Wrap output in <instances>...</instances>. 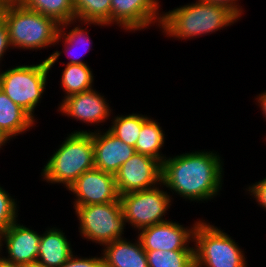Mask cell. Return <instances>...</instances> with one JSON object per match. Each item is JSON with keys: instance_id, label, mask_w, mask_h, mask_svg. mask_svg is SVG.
<instances>
[{"instance_id": "cell-1", "label": "cell", "mask_w": 266, "mask_h": 267, "mask_svg": "<svg viewBox=\"0 0 266 267\" xmlns=\"http://www.w3.org/2000/svg\"><path fill=\"white\" fill-rule=\"evenodd\" d=\"M216 151L196 150L166 157L162 162L161 183L183 199L211 201L222 190L224 162Z\"/></svg>"}, {"instance_id": "cell-2", "label": "cell", "mask_w": 266, "mask_h": 267, "mask_svg": "<svg viewBox=\"0 0 266 267\" xmlns=\"http://www.w3.org/2000/svg\"><path fill=\"white\" fill-rule=\"evenodd\" d=\"M239 19L226 7L207 1L195 2L163 12L160 30L165 37L189 40L216 33L233 25ZM162 28V29H161Z\"/></svg>"}, {"instance_id": "cell-3", "label": "cell", "mask_w": 266, "mask_h": 267, "mask_svg": "<svg viewBox=\"0 0 266 267\" xmlns=\"http://www.w3.org/2000/svg\"><path fill=\"white\" fill-rule=\"evenodd\" d=\"M46 162L42 181L63 184L68 189L85 171L95 168L92 131L80 129L67 134Z\"/></svg>"}, {"instance_id": "cell-4", "label": "cell", "mask_w": 266, "mask_h": 267, "mask_svg": "<svg viewBox=\"0 0 266 267\" xmlns=\"http://www.w3.org/2000/svg\"><path fill=\"white\" fill-rule=\"evenodd\" d=\"M61 53L56 50L36 65H18L5 71L0 68V89L34 120L35 108L46 90L47 76Z\"/></svg>"}, {"instance_id": "cell-5", "label": "cell", "mask_w": 266, "mask_h": 267, "mask_svg": "<svg viewBox=\"0 0 266 267\" xmlns=\"http://www.w3.org/2000/svg\"><path fill=\"white\" fill-rule=\"evenodd\" d=\"M12 49L37 51L55 45L60 24L12 0L5 14Z\"/></svg>"}, {"instance_id": "cell-6", "label": "cell", "mask_w": 266, "mask_h": 267, "mask_svg": "<svg viewBox=\"0 0 266 267\" xmlns=\"http://www.w3.org/2000/svg\"><path fill=\"white\" fill-rule=\"evenodd\" d=\"M199 220L194 229L195 267H248L244 251L221 228Z\"/></svg>"}, {"instance_id": "cell-7", "label": "cell", "mask_w": 266, "mask_h": 267, "mask_svg": "<svg viewBox=\"0 0 266 267\" xmlns=\"http://www.w3.org/2000/svg\"><path fill=\"white\" fill-rule=\"evenodd\" d=\"M79 220V232L82 239L98 245H105L116 239L124 238L126 222L120 199L111 203H99L73 206Z\"/></svg>"}, {"instance_id": "cell-8", "label": "cell", "mask_w": 266, "mask_h": 267, "mask_svg": "<svg viewBox=\"0 0 266 267\" xmlns=\"http://www.w3.org/2000/svg\"><path fill=\"white\" fill-rule=\"evenodd\" d=\"M162 183L156 187L120 195L125 222L137 231L154 224L168 221L165 214L172 206L170 192L163 190ZM164 216V217H163Z\"/></svg>"}, {"instance_id": "cell-9", "label": "cell", "mask_w": 266, "mask_h": 267, "mask_svg": "<svg viewBox=\"0 0 266 267\" xmlns=\"http://www.w3.org/2000/svg\"><path fill=\"white\" fill-rule=\"evenodd\" d=\"M162 163L145 154L135 153L115 173L119 195L146 190L161 183Z\"/></svg>"}, {"instance_id": "cell-10", "label": "cell", "mask_w": 266, "mask_h": 267, "mask_svg": "<svg viewBox=\"0 0 266 267\" xmlns=\"http://www.w3.org/2000/svg\"><path fill=\"white\" fill-rule=\"evenodd\" d=\"M159 0H111L110 26L118 25L125 31L145 30L156 23L160 28L163 18ZM158 23V25H157Z\"/></svg>"}, {"instance_id": "cell-11", "label": "cell", "mask_w": 266, "mask_h": 267, "mask_svg": "<svg viewBox=\"0 0 266 267\" xmlns=\"http://www.w3.org/2000/svg\"><path fill=\"white\" fill-rule=\"evenodd\" d=\"M67 190L76 197L73 206L111 203L120 199L114 174L97 168L85 171Z\"/></svg>"}, {"instance_id": "cell-12", "label": "cell", "mask_w": 266, "mask_h": 267, "mask_svg": "<svg viewBox=\"0 0 266 267\" xmlns=\"http://www.w3.org/2000/svg\"><path fill=\"white\" fill-rule=\"evenodd\" d=\"M199 220L192 226L184 227L175 221H165L145 227L138 231V239L144 250H194V229Z\"/></svg>"}, {"instance_id": "cell-13", "label": "cell", "mask_w": 266, "mask_h": 267, "mask_svg": "<svg viewBox=\"0 0 266 267\" xmlns=\"http://www.w3.org/2000/svg\"><path fill=\"white\" fill-rule=\"evenodd\" d=\"M58 111L76 121L87 125L90 123L89 126L100 125L108 119L110 121L113 115L106 98L94 88L62 99Z\"/></svg>"}, {"instance_id": "cell-14", "label": "cell", "mask_w": 266, "mask_h": 267, "mask_svg": "<svg viewBox=\"0 0 266 267\" xmlns=\"http://www.w3.org/2000/svg\"><path fill=\"white\" fill-rule=\"evenodd\" d=\"M18 221L2 233V251L5 247V253H8L7 257L2 255V258L18 266L35 264L41 235Z\"/></svg>"}, {"instance_id": "cell-15", "label": "cell", "mask_w": 266, "mask_h": 267, "mask_svg": "<svg viewBox=\"0 0 266 267\" xmlns=\"http://www.w3.org/2000/svg\"><path fill=\"white\" fill-rule=\"evenodd\" d=\"M98 128L92 132L95 168L104 172L115 173L121 165L135 153V148L127 145L108 129L101 131Z\"/></svg>"}, {"instance_id": "cell-16", "label": "cell", "mask_w": 266, "mask_h": 267, "mask_svg": "<svg viewBox=\"0 0 266 267\" xmlns=\"http://www.w3.org/2000/svg\"><path fill=\"white\" fill-rule=\"evenodd\" d=\"M136 239L133 242L124 237L103 245L100 255L104 267H148L146 251Z\"/></svg>"}, {"instance_id": "cell-17", "label": "cell", "mask_w": 266, "mask_h": 267, "mask_svg": "<svg viewBox=\"0 0 266 267\" xmlns=\"http://www.w3.org/2000/svg\"><path fill=\"white\" fill-rule=\"evenodd\" d=\"M71 241L61 228H48L41 234L37 264L46 267H61L72 255Z\"/></svg>"}, {"instance_id": "cell-18", "label": "cell", "mask_w": 266, "mask_h": 267, "mask_svg": "<svg viewBox=\"0 0 266 267\" xmlns=\"http://www.w3.org/2000/svg\"><path fill=\"white\" fill-rule=\"evenodd\" d=\"M77 21H69L66 23H63L59 26V31L58 35L55 41V44L59 45V41L63 42L65 52L69 55L70 57H73L67 62V64H87L85 61L81 60V57L86 54L89 50H91V45L92 41L89 39V33H88V26L91 24L94 25H100L101 27H105L106 25L98 23V22H81L79 23L83 25H87L86 27H81L79 24L77 25ZM74 25V27L69 31L67 30L69 27ZM71 25V26H70ZM69 26V27H68ZM87 29V30H86ZM67 30V31H66ZM64 38V39H63ZM63 39V40H62ZM90 45V46H89ZM80 46L83 48V51L81 52L79 50ZM77 51V52H76ZM81 52V53H80ZM85 52V53H84Z\"/></svg>"}, {"instance_id": "cell-19", "label": "cell", "mask_w": 266, "mask_h": 267, "mask_svg": "<svg viewBox=\"0 0 266 267\" xmlns=\"http://www.w3.org/2000/svg\"><path fill=\"white\" fill-rule=\"evenodd\" d=\"M35 121L26 111L12 102L0 89V130L12 140L18 134L23 135L35 125Z\"/></svg>"}, {"instance_id": "cell-20", "label": "cell", "mask_w": 266, "mask_h": 267, "mask_svg": "<svg viewBox=\"0 0 266 267\" xmlns=\"http://www.w3.org/2000/svg\"><path fill=\"white\" fill-rule=\"evenodd\" d=\"M164 133L160 123L149 117L142 124L139 138L135 144V151L151 156L162 163L166 158V155L161 152L166 139Z\"/></svg>"}, {"instance_id": "cell-21", "label": "cell", "mask_w": 266, "mask_h": 267, "mask_svg": "<svg viewBox=\"0 0 266 267\" xmlns=\"http://www.w3.org/2000/svg\"><path fill=\"white\" fill-rule=\"evenodd\" d=\"M94 75L88 64H66L61 73L60 85L64 98L94 88Z\"/></svg>"}, {"instance_id": "cell-22", "label": "cell", "mask_w": 266, "mask_h": 267, "mask_svg": "<svg viewBox=\"0 0 266 267\" xmlns=\"http://www.w3.org/2000/svg\"><path fill=\"white\" fill-rule=\"evenodd\" d=\"M24 7L53 18L60 25L76 20L73 0H17Z\"/></svg>"}, {"instance_id": "cell-23", "label": "cell", "mask_w": 266, "mask_h": 267, "mask_svg": "<svg viewBox=\"0 0 266 267\" xmlns=\"http://www.w3.org/2000/svg\"><path fill=\"white\" fill-rule=\"evenodd\" d=\"M150 116L132 113L128 115L112 116V125L109 127V131L121 141L125 142L135 148L137 139L142 128V124ZM114 118V119H113Z\"/></svg>"}, {"instance_id": "cell-24", "label": "cell", "mask_w": 266, "mask_h": 267, "mask_svg": "<svg viewBox=\"0 0 266 267\" xmlns=\"http://www.w3.org/2000/svg\"><path fill=\"white\" fill-rule=\"evenodd\" d=\"M76 21L110 26L111 0H73Z\"/></svg>"}, {"instance_id": "cell-25", "label": "cell", "mask_w": 266, "mask_h": 267, "mask_svg": "<svg viewBox=\"0 0 266 267\" xmlns=\"http://www.w3.org/2000/svg\"><path fill=\"white\" fill-rule=\"evenodd\" d=\"M148 267H195L194 250H145Z\"/></svg>"}, {"instance_id": "cell-26", "label": "cell", "mask_w": 266, "mask_h": 267, "mask_svg": "<svg viewBox=\"0 0 266 267\" xmlns=\"http://www.w3.org/2000/svg\"><path fill=\"white\" fill-rule=\"evenodd\" d=\"M15 200L0 185V233H3L10 225L18 220L19 205H17V200Z\"/></svg>"}, {"instance_id": "cell-27", "label": "cell", "mask_w": 266, "mask_h": 267, "mask_svg": "<svg viewBox=\"0 0 266 267\" xmlns=\"http://www.w3.org/2000/svg\"><path fill=\"white\" fill-rule=\"evenodd\" d=\"M72 255L61 267H104L102 256L77 257Z\"/></svg>"}, {"instance_id": "cell-28", "label": "cell", "mask_w": 266, "mask_h": 267, "mask_svg": "<svg viewBox=\"0 0 266 267\" xmlns=\"http://www.w3.org/2000/svg\"><path fill=\"white\" fill-rule=\"evenodd\" d=\"M248 188V189H247ZM246 188L251 197L266 211V177Z\"/></svg>"}, {"instance_id": "cell-29", "label": "cell", "mask_w": 266, "mask_h": 267, "mask_svg": "<svg viewBox=\"0 0 266 267\" xmlns=\"http://www.w3.org/2000/svg\"><path fill=\"white\" fill-rule=\"evenodd\" d=\"M207 1L209 3H213L215 5H219L222 7H226L230 10L238 19H241V16L244 12L242 6L239 5L238 0H201ZM240 1V0H239ZM238 2V3H237Z\"/></svg>"}, {"instance_id": "cell-30", "label": "cell", "mask_w": 266, "mask_h": 267, "mask_svg": "<svg viewBox=\"0 0 266 267\" xmlns=\"http://www.w3.org/2000/svg\"><path fill=\"white\" fill-rule=\"evenodd\" d=\"M11 48L12 46L9 40L8 29L4 22L2 25H0V61L4 59L3 57L9 49L12 50Z\"/></svg>"}, {"instance_id": "cell-31", "label": "cell", "mask_w": 266, "mask_h": 267, "mask_svg": "<svg viewBox=\"0 0 266 267\" xmlns=\"http://www.w3.org/2000/svg\"><path fill=\"white\" fill-rule=\"evenodd\" d=\"M258 106L261 108V113L266 119V90L255 97ZM266 139V138H265Z\"/></svg>"}, {"instance_id": "cell-32", "label": "cell", "mask_w": 266, "mask_h": 267, "mask_svg": "<svg viewBox=\"0 0 266 267\" xmlns=\"http://www.w3.org/2000/svg\"><path fill=\"white\" fill-rule=\"evenodd\" d=\"M12 0H0V25L5 22V14Z\"/></svg>"}, {"instance_id": "cell-33", "label": "cell", "mask_w": 266, "mask_h": 267, "mask_svg": "<svg viewBox=\"0 0 266 267\" xmlns=\"http://www.w3.org/2000/svg\"><path fill=\"white\" fill-rule=\"evenodd\" d=\"M11 138L5 134L2 130H0V149H3L7 143H9ZM9 141V142H8Z\"/></svg>"}, {"instance_id": "cell-34", "label": "cell", "mask_w": 266, "mask_h": 267, "mask_svg": "<svg viewBox=\"0 0 266 267\" xmlns=\"http://www.w3.org/2000/svg\"><path fill=\"white\" fill-rule=\"evenodd\" d=\"M0 267H21V266H18V265L11 263V262H8L1 257L0 258Z\"/></svg>"}, {"instance_id": "cell-35", "label": "cell", "mask_w": 266, "mask_h": 267, "mask_svg": "<svg viewBox=\"0 0 266 267\" xmlns=\"http://www.w3.org/2000/svg\"><path fill=\"white\" fill-rule=\"evenodd\" d=\"M21 267H46V266H42V265H39V264L35 263V264L24 265V266H21Z\"/></svg>"}, {"instance_id": "cell-36", "label": "cell", "mask_w": 266, "mask_h": 267, "mask_svg": "<svg viewBox=\"0 0 266 267\" xmlns=\"http://www.w3.org/2000/svg\"><path fill=\"white\" fill-rule=\"evenodd\" d=\"M2 252V233H0V258L2 256L3 253Z\"/></svg>"}]
</instances>
